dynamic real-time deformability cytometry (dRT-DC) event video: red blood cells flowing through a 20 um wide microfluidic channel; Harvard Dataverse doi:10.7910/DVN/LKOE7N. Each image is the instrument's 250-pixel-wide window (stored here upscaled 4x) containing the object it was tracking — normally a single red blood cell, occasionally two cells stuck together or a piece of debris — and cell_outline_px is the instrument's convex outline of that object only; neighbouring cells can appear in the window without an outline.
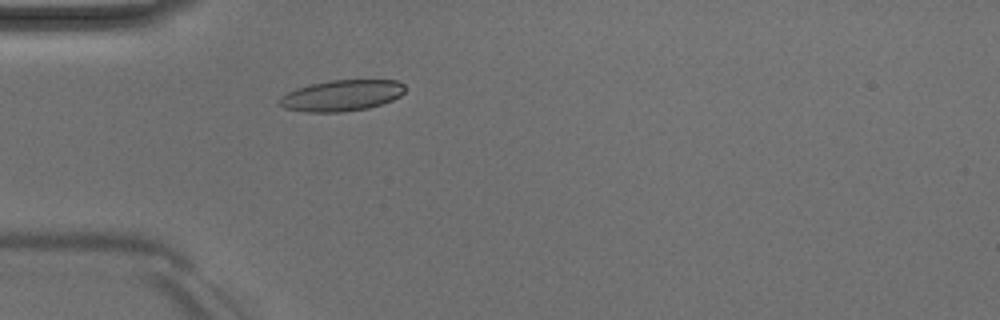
{"species": "Egyptian fruit bat (a non-hibernating species)", "species_latin": "Rousettus aegyptiacus", "temperature_condition": "room temperature", "stored_images_in_passage": 23, "camera_frame_rate_fps": 3000, "um_per_image_px": 0.085, "animal": {"sex": "male"}, "frame": {"image": 1, "passage_image": 1, "time_ms": 0.0, "image_size_px": [1000, 320], "cell_outline_px": [[404, 92], [400, 96], [392, 100], [368, 108], [344, 112], [304, 112], [284, 108], [276, 104], [276, 100], [280, 96], [296, 88], [328, 80], [396, 80], [404, 84]], "centroid_in_image_um": [28.98, 8.12], "position_along_channel_um": 56.0, "area_um2": 22.95}}